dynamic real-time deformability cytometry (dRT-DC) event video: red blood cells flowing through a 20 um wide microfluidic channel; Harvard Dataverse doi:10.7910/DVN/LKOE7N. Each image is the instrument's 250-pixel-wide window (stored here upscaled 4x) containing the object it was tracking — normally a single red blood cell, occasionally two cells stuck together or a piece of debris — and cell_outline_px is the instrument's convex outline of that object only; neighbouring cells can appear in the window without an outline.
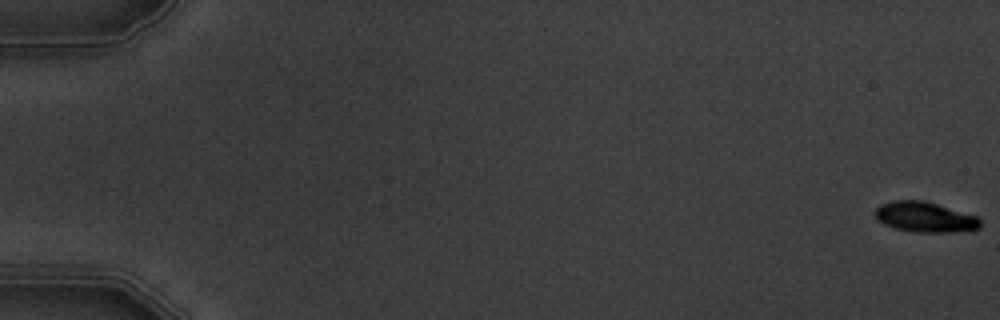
{"species": "common noctule bat (a hibernating species)", "species_latin": "Nyctalus noctula", "temperature_condition": "warm", "stored_images_in_passage": 6, "camera_frame_rate_fps": 3000, "um_per_image_px": 0.085, "animal": {"sex": "male", "body_mass_g": 19.5, "forearm_length_mm": 54.6}, "frame": {"image": 1, "passage_image": 1, "time_ms": 0.0, "image_size_px": [1000, 320], "cell_outline_px": [[980, 228], [952, 232], [916, 232], [896, 228], [884, 224], [876, 220], [872, 212], [880, 204], [892, 200], [924, 200], [976, 216], [980, 220]], "centroid_in_image_um": [78.55, 18.44], "position_along_channel_um": 6.5, "area_um2": 18.55}}
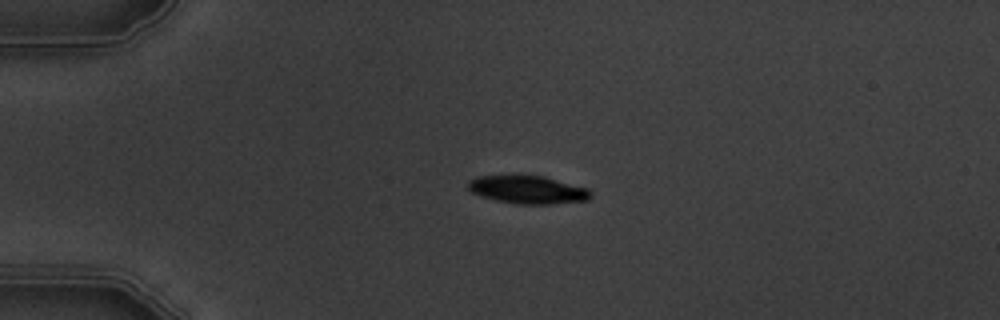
{"frame": {"image": 2, "passage_image": 5, "time_ms": 4.667, "image_size_px": [1000, 320], "cell_outline_px": [[592, 196], [588, 200], [552, 204], [512, 204], [480, 196], [472, 192], [468, 188], [468, 180], [476, 176], [544, 176], [588, 188], [592, 192]], "centroid_in_image_um": [44.87, 16.13], "position_along_channel_um": 40.1, "area_um2": 20.06}}